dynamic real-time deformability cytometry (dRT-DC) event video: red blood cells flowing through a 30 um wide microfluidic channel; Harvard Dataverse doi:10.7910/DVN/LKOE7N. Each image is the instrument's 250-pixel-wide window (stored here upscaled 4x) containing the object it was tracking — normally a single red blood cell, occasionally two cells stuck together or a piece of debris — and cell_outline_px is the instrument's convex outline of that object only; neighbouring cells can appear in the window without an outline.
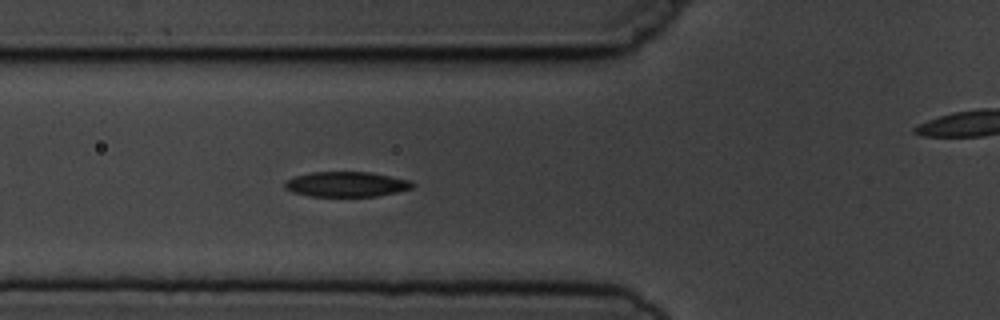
{"species": "common noctule bat (a hibernating species)", "species_latin": "Nyctalus noctula", "temperature_condition": "cold", "stored_images_in_passage": 5, "segment_of_instrument_passage": [1, 2], "camera_frame_rate_fps": 3000, "um_per_image_px": 0.085, "animal": {"sex": "male", "body_mass_g": 19.5, "forearm_length_mm": 54.6}, "frame": {"image": 1, "passage_image": 4, "time_ms": 4.333, "image_size_px": [1000, 320], "cell_outline_px": [[416, 184], [412, 188], [396, 192], [376, 196], [308, 196], [292, 192], [284, 188], [284, 184], [288, 180], [296, 176], [312, 172], [368, 172], [412, 180]], "centroid_in_image_um": [29.46, 15.66], "position_along_channel_um": 96.3, "area_um2": 18.61}}